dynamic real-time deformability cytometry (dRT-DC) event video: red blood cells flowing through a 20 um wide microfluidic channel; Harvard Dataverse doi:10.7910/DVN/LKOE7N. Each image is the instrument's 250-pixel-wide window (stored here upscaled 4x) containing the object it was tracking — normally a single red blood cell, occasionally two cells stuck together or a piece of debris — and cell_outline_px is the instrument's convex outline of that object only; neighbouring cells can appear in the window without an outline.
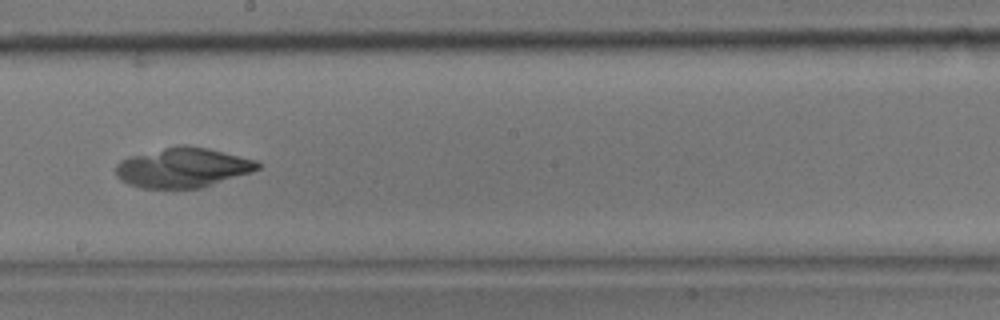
{"species": "common noctule bat (a hibernating species)", "species_latin": "Nyctalus noctula", "temperature_condition": "room temperature", "stored_images_in_passage": 37, "camera_frame_rate_fps": 3000, "um_per_image_px": 0.085, "animal": {"sex": "male", "body_mass_g": 17.9}, "frame": {"image": 1, "passage_image": 21, "time_ms": 6.667, "image_size_px": [1000, 320], "cell_outline_px": [[260, 168], [252, 172], [200, 188], [140, 188], [128, 184], [120, 180], [116, 176], [116, 164], [120, 160], [128, 156], [180, 144], [184, 144], [208, 148], [256, 160], [260, 164]], "centroid_in_image_um": [15.51, 14.24], "position_along_channel_um": 232.7, "area_um2": 33.0}}
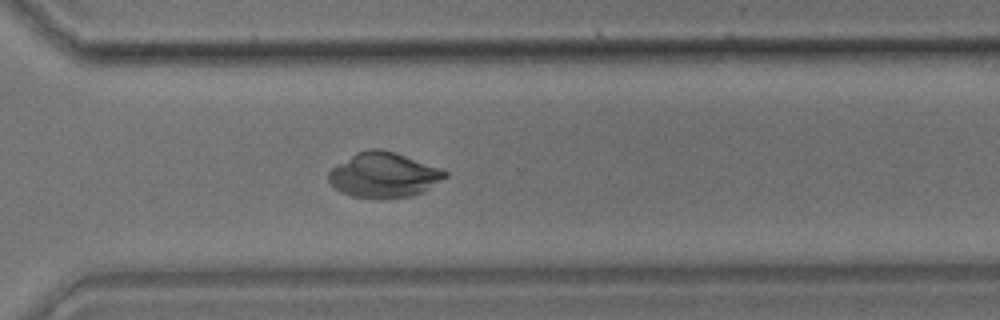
{"frame": {"image": 2, "passage_image": 27, "time_ms": 8.667, "image_size_px": [1000, 320], "cell_outline_px": [[448, 176], [424, 192], [412, 196], [352, 196], [340, 192], [328, 180], [328, 172], [332, 168], [356, 152], [368, 148], [380, 148], [404, 156], [448, 172]], "centroid_in_image_um": [32.6, 14.85], "position_along_channel_um": 338.0, "area_um2": 29.65}}
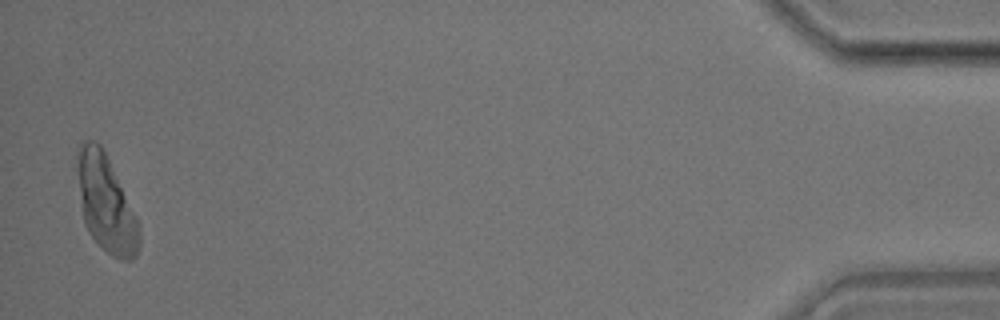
{"frame": {"image": 3, "passage_image": 37, "time_ms": 12.0, "image_size_px": [1000, 320], "cell_outline_px": [[140, 244], [136, 256], [132, 260], [120, 260], [112, 256], [88, 232], [84, 224], [76, 164], [80, 144], [88, 140], [96, 140], [100, 144], [108, 160], [136, 220], [140, 232]], "centroid_in_image_um": [8.98, 17.34], "position_along_channel_um": 426.2, "area_um2": 33.64}}